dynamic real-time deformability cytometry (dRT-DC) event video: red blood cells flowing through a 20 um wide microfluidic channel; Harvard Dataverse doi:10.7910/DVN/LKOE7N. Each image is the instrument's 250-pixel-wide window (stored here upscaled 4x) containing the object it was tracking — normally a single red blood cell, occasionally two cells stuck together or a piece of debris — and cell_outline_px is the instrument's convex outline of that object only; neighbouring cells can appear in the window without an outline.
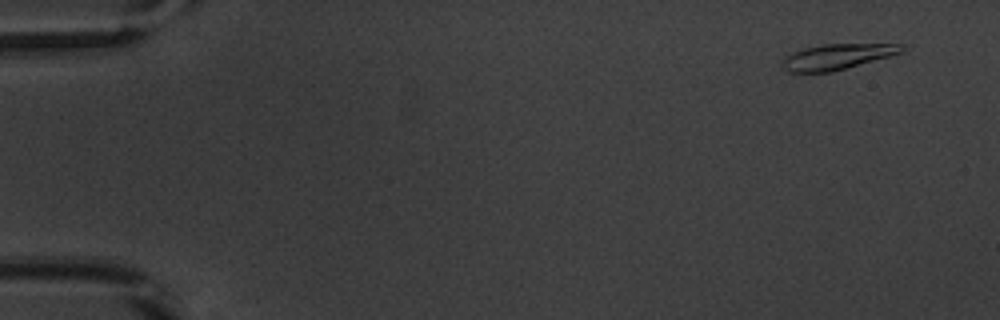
{"species": "common noctule bat (a hibernating species)", "species_latin": "Nyctalus noctula", "temperature_condition": "warm", "stored_images_in_passage": 50, "camera_frame_rate_fps": 3000, "um_per_image_px": 0.085, "animal": {"sex": "male", "body_mass_g": 20.1, "forearm_length_mm": 53.5}, "frame": {"image": 1, "passage_image": 1, "time_ms": 0.0, "image_size_px": [1000, 320], "cell_outline_px": [[908, 44], [900, 52], [888, 56], [832, 72], [788, 72], [784, 68], [780, 60], [792, 52], [804, 48], [820, 44]], "centroid_in_image_um": [71.1, 4.81], "position_along_channel_um": 13.9, "area_um2": 17.63}}
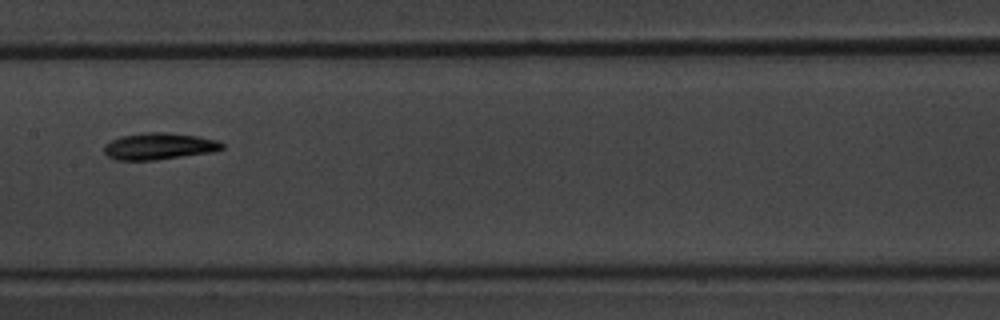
{"frame": {"image": 2, "passage_image": 25, "time_ms": 8.0, "image_size_px": [1000, 320], "cell_outline_px": [[224, 148], [216, 152], [152, 160], [116, 160], [108, 156], [104, 152], [104, 144], [120, 136], [148, 132], [164, 132], [196, 136], [220, 140], [224, 144]], "centroid_in_image_um": [13.56, 12.43], "position_along_channel_um": 193.8, "area_um2": 18.44}}
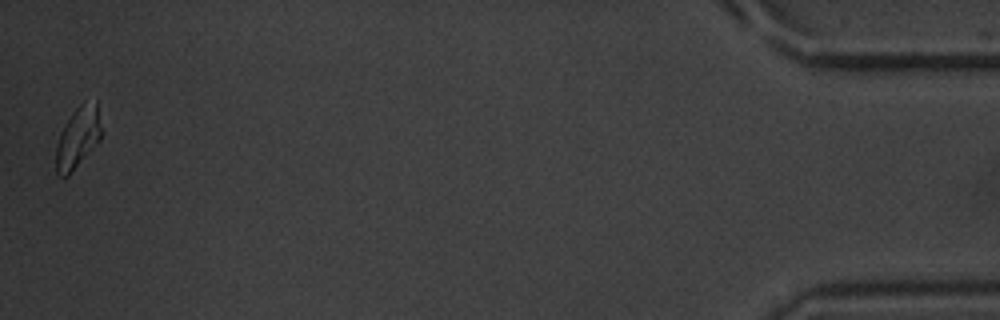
{"frame": {"image": 3, "passage_image": 50, "time_ms": 16.333, "image_size_px": [1000, 320], "cell_outline_px": [[104, 132], [100, 140], [68, 176], [60, 176], [56, 172], [56, 148], [60, 132], [64, 124], [72, 112], [84, 100], [96, 100]], "centroid_in_image_um": [6.66, 11.64], "position_along_channel_um": 428.5, "area_um2": 16.53}, "authors_computed_cell_mechanics": {"area_um2": 17.2822, "velocity_mm_per_s": 3.8552, "shape_relaxation_time_tau1_ms": 2.8261, "shape_relaxation_time_tau2_ms": 4.4824, "deformation_change_tau1": 0.1544, "deformation_change_tau2": 0.1188}}